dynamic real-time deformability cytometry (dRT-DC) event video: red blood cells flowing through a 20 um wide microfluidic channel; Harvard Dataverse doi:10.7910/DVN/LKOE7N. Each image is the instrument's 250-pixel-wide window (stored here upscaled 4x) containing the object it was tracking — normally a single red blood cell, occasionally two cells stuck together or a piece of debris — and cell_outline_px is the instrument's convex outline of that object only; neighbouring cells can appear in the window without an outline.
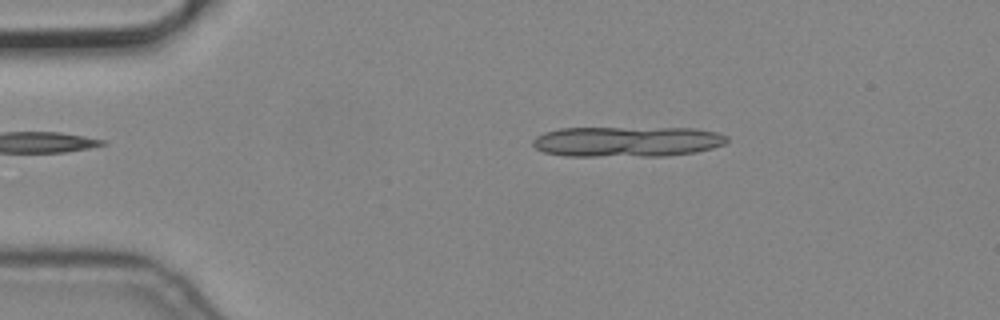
{"species": "common noctule bat (a hibernating species)", "species_latin": "Nyctalus noctula", "temperature_condition": "cold", "stored_images_in_passage": 4, "camera_frame_rate_fps": 3000, "um_per_image_px": 0.085, "animal": {"sex": "male", "body_mass_g": 19.2, "forearm_length_mm": 51.8}, "frame": {"image": 1, "passage_image": 2, "time_ms": 0.333, "image_size_px": [1000, 320], "cell_outline_px": [[728, 140], [724, 144], [712, 148], [696, 152], [664, 156], [564, 156], [544, 152], [536, 148], [532, 144], [532, 140], [536, 136], [544, 132], [560, 128], [696, 128], [716, 132], [728, 136]], "centroid_in_image_um": [53.29, 12.03], "position_along_channel_um": 31.7, "area_um2": 34.62}}